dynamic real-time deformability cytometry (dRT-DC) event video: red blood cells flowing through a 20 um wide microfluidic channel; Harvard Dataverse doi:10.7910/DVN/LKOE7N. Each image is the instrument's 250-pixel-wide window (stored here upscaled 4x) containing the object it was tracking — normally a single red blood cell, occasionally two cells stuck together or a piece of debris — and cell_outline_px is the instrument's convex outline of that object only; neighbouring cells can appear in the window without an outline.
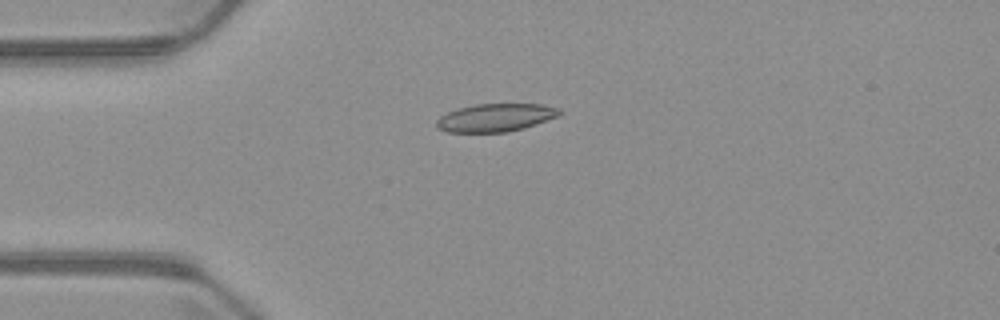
{"species": "common noctule bat (a hibernating species)", "species_latin": "Nyctalus noctula", "temperature_condition": "warm", "stored_images_in_passage": 2, "camera_frame_rate_fps": 3000, "um_per_image_px": 0.085, "animal": {"sex": "male", "body_mass_g": 23.1, "forearm_length_mm": 52.7}, "frame": {"image": 1, "passage_image": 2, "time_ms": 4.0, "image_size_px": [1000, 320], "cell_outline_px": [[564, 112], [556, 116], [536, 124], [524, 128], [508, 132], [448, 132], [436, 128], [436, 120], [440, 116], [456, 108], [476, 104], [544, 104], [560, 108]], "centroid_in_image_um": [42.11, 9.99], "position_along_channel_um": 42.9, "area_um2": 20.17}}